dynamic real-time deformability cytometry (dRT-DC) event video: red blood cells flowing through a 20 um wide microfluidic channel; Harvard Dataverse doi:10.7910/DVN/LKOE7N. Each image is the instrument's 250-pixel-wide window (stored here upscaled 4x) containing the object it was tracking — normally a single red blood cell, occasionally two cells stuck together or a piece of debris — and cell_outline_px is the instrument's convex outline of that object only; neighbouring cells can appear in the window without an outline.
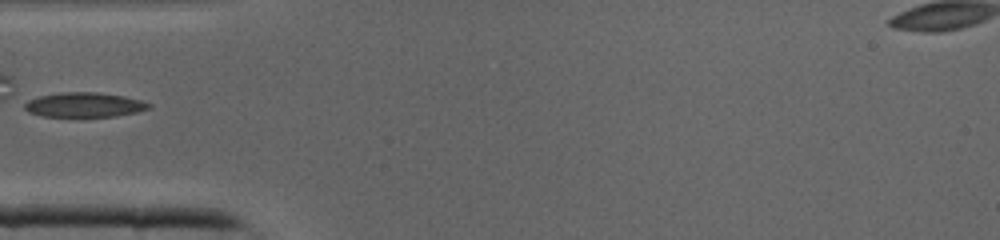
{"species": "common noctule bat (a hibernating species)", "species_latin": "Nyctalus noctula", "temperature_condition": "cold", "stored_images_in_passage": 4, "camera_frame_rate_fps": 3000, "um_per_image_px": 0.085, "animal": {"sex": "male", "body_mass_g": 19.0, "forearm_length_mm": 50.8}, "frame": {"image": 1, "passage_image": 1, "time_ms": 0.0, "image_size_px": [1000, 240], "cell_outline_px": [[152, 108], [136, 112], [116, 116], [44, 116], [28, 112], [24, 108], [24, 104], [28, 100], [40, 96], [64, 92], [96, 92], [120, 96], [140, 100], [152, 104]], "centroid_in_image_um": [7.17, 8.91], "position_along_channel_um": 77.8, "area_um2": 17.57}}